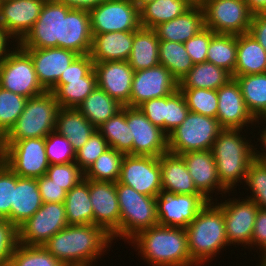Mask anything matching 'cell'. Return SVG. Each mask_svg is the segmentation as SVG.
I'll use <instances>...</instances> for the list:
<instances>
[{
    "mask_svg": "<svg viewBox=\"0 0 266 266\" xmlns=\"http://www.w3.org/2000/svg\"><path fill=\"white\" fill-rule=\"evenodd\" d=\"M225 200L217 203L222 209L228 244L248 245L251 247V238L259 207L251 200L245 198Z\"/></svg>",
    "mask_w": 266,
    "mask_h": 266,
    "instance_id": "obj_18",
    "label": "cell"
},
{
    "mask_svg": "<svg viewBox=\"0 0 266 266\" xmlns=\"http://www.w3.org/2000/svg\"><path fill=\"white\" fill-rule=\"evenodd\" d=\"M45 148L50 165L75 162L76 152L70 141L56 131L45 137Z\"/></svg>",
    "mask_w": 266,
    "mask_h": 266,
    "instance_id": "obj_46",
    "label": "cell"
},
{
    "mask_svg": "<svg viewBox=\"0 0 266 266\" xmlns=\"http://www.w3.org/2000/svg\"><path fill=\"white\" fill-rule=\"evenodd\" d=\"M39 191L43 203H64L67 191L64 190L61 186L52 182V179L48 178L46 175H43L37 178Z\"/></svg>",
    "mask_w": 266,
    "mask_h": 266,
    "instance_id": "obj_56",
    "label": "cell"
},
{
    "mask_svg": "<svg viewBox=\"0 0 266 266\" xmlns=\"http://www.w3.org/2000/svg\"><path fill=\"white\" fill-rule=\"evenodd\" d=\"M257 120H260V122H262L263 120L266 121V118H261V119H257ZM265 124H266V122H265ZM263 129L264 130L261 131V135H260V139L259 140H261V142H262V144H263V146H264L265 149H263L262 150L263 152L260 153L258 150H255L257 148H253V158L256 161L266 163V152H264V151H266V127L263 128Z\"/></svg>",
    "mask_w": 266,
    "mask_h": 266,
    "instance_id": "obj_61",
    "label": "cell"
},
{
    "mask_svg": "<svg viewBox=\"0 0 266 266\" xmlns=\"http://www.w3.org/2000/svg\"><path fill=\"white\" fill-rule=\"evenodd\" d=\"M249 9L255 13L266 12V0H244Z\"/></svg>",
    "mask_w": 266,
    "mask_h": 266,
    "instance_id": "obj_62",
    "label": "cell"
},
{
    "mask_svg": "<svg viewBox=\"0 0 266 266\" xmlns=\"http://www.w3.org/2000/svg\"><path fill=\"white\" fill-rule=\"evenodd\" d=\"M64 204L68 225L93 224V208L90 201L88 179L82 180L67 192Z\"/></svg>",
    "mask_w": 266,
    "mask_h": 266,
    "instance_id": "obj_36",
    "label": "cell"
},
{
    "mask_svg": "<svg viewBox=\"0 0 266 266\" xmlns=\"http://www.w3.org/2000/svg\"><path fill=\"white\" fill-rule=\"evenodd\" d=\"M130 241L149 265H196L190 257L185 228L157 224L138 232Z\"/></svg>",
    "mask_w": 266,
    "mask_h": 266,
    "instance_id": "obj_2",
    "label": "cell"
},
{
    "mask_svg": "<svg viewBox=\"0 0 266 266\" xmlns=\"http://www.w3.org/2000/svg\"><path fill=\"white\" fill-rule=\"evenodd\" d=\"M206 61L233 75L237 61V35L215 33L207 50Z\"/></svg>",
    "mask_w": 266,
    "mask_h": 266,
    "instance_id": "obj_41",
    "label": "cell"
},
{
    "mask_svg": "<svg viewBox=\"0 0 266 266\" xmlns=\"http://www.w3.org/2000/svg\"><path fill=\"white\" fill-rule=\"evenodd\" d=\"M97 130L107 141L109 147L132 155L133 138L127 125L126 106H123L113 117L104 122Z\"/></svg>",
    "mask_w": 266,
    "mask_h": 266,
    "instance_id": "obj_39",
    "label": "cell"
},
{
    "mask_svg": "<svg viewBox=\"0 0 266 266\" xmlns=\"http://www.w3.org/2000/svg\"><path fill=\"white\" fill-rule=\"evenodd\" d=\"M245 183L252 190V196L246 199L266 210V163L253 160L249 165Z\"/></svg>",
    "mask_w": 266,
    "mask_h": 266,
    "instance_id": "obj_47",
    "label": "cell"
},
{
    "mask_svg": "<svg viewBox=\"0 0 266 266\" xmlns=\"http://www.w3.org/2000/svg\"><path fill=\"white\" fill-rule=\"evenodd\" d=\"M189 174L192 177L194 186L198 192L208 201H211V193L215 189L226 194L228 191L220 182L216 162L211 150L191 151L181 154Z\"/></svg>",
    "mask_w": 266,
    "mask_h": 266,
    "instance_id": "obj_24",
    "label": "cell"
},
{
    "mask_svg": "<svg viewBox=\"0 0 266 266\" xmlns=\"http://www.w3.org/2000/svg\"><path fill=\"white\" fill-rule=\"evenodd\" d=\"M261 262H260V266H266V259H262L261 258V260H260ZM259 266V265H258Z\"/></svg>",
    "mask_w": 266,
    "mask_h": 266,
    "instance_id": "obj_64",
    "label": "cell"
},
{
    "mask_svg": "<svg viewBox=\"0 0 266 266\" xmlns=\"http://www.w3.org/2000/svg\"><path fill=\"white\" fill-rule=\"evenodd\" d=\"M194 3H197L198 4V0H192Z\"/></svg>",
    "mask_w": 266,
    "mask_h": 266,
    "instance_id": "obj_67",
    "label": "cell"
},
{
    "mask_svg": "<svg viewBox=\"0 0 266 266\" xmlns=\"http://www.w3.org/2000/svg\"><path fill=\"white\" fill-rule=\"evenodd\" d=\"M111 241L102 227L77 224L67 225L42 246L65 266H91Z\"/></svg>",
    "mask_w": 266,
    "mask_h": 266,
    "instance_id": "obj_1",
    "label": "cell"
},
{
    "mask_svg": "<svg viewBox=\"0 0 266 266\" xmlns=\"http://www.w3.org/2000/svg\"><path fill=\"white\" fill-rule=\"evenodd\" d=\"M141 112L165 133L166 96L144 101L138 106Z\"/></svg>",
    "mask_w": 266,
    "mask_h": 266,
    "instance_id": "obj_54",
    "label": "cell"
},
{
    "mask_svg": "<svg viewBox=\"0 0 266 266\" xmlns=\"http://www.w3.org/2000/svg\"><path fill=\"white\" fill-rule=\"evenodd\" d=\"M214 34L211 29L205 27L184 43L194 64L206 62L207 50Z\"/></svg>",
    "mask_w": 266,
    "mask_h": 266,
    "instance_id": "obj_52",
    "label": "cell"
},
{
    "mask_svg": "<svg viewBox=\"0 0 266 266\" xmlns=\"http://www.w3.org/2000/svg\"><path fill=\"white\" fill-rule=\"evenodd\" d=\"M179 89L183 93L187 107L191 112L216 118L218 109L217 90L203 88Z\"/></svg>",
    "mask_w": 266,
    "mask_h": 266,
    "instance_id": "obj_45",
    "label": "cell"
},
{
    "mask_svg": "<svg viewBox=\"0 0 266 266\" xmlns=\"http://www.w3.org/2000/svg\"><path fill=\"white\" fill-rule=\"evenodd\" d=\"M126 120L133 138L132 155L160 157L168 152V136L138 107L126 106Z\"/></svg>",
    "mask_w": 266,
    "mask_h": 266,
    "instance_id": "obj_15",
    "label": "cell"
},
{
    "mask_svg": "<svg viewBox=\"0 0 266 266\" xmlns=\"http://www.w3.org/2000/svg\"><path fill=\"white\" fill-rule=\"evenodd\" d=\"M205 0H198V4H201L202 2H204Z\"/></svg>",
    "mask_w": 266,
    "mask_h": 266,
    "instance_id": "obj_65",
    "label": "cell"
},
{
    "mask_svg": "<svg viewBox=\"0 0 266 266\" xmlns=\"http://www.w3.org/2000/svg\"><path fill=\"white\" fill-rule=\"evenodd\" d=\"M232 75L224 68L210 62L194 64L191 70L180 80L179 88H203L217 90L225 85Z\"/></svg>",
    "mask_w": 266,
    "mask_h": 266,
    "instance_id": "obj_37",
    "label": "cell"
},
{
    "mask_svg": "<svg viewBox=\"0 0 266 266\" xmlns=\"http://www.w3.org/2000/svg\"><path fill=\"white\" fill-rule=\"evenodd\" d=\"M122 105L96 87L78 106V110L97 129L122 109Z\"/></svg>",
    "mask_w": 266,
    "mask_h": 266,
    "instance_id": "obj_35",
    "label": "cell"
},
{
    "mask_svg": "<svg viewBox=\"0 0 266 266\" xmlns=\"http://www.w3.org/2000/svg\"><path fill=\"white\" fill-rule=\"evenodd\" d=\"M72 8L54 0H45L33 28L18 43L22 48H62V14Z\"/></svg>",
    "mask_w": 266,
    "mask_h": 266,
    "instance_id": "obj_13",
    "label": "cell"
},
{
    "mask_svg": "<svg viewBox=\"0 0 266 266\" xmlns=\"http://www.w3.org/2000/svg\"><path fill=\"white\" fill-rule=\"evenodd\" d=\"M96 128L77 108H60L55 131L65 136L77 152L94 133Z\"/></svg>",
    "mask_w": 266,
    "mask_h": 266,
    "instance_id": "obj_31",
    "label": "cell"
},
{
    "mask_svg": "<svg viewBox=\"0 0 266 266\" xmlns=\"http://www.w3.org/2000/svg\"><path fill=\"white\" fill-rule=\"evenodd\" d=\"M45 0H0V26L18 44L33 28Z\"/></svg>",
    "mask_w": 266,
    "mask_h": 266,
    "instance_id": "obj_19",
    "label": "cell"
},
{
    "mask_svg": "<svg viewBox=\"0 0 266 266\" xmlns=\"http://www.w3.org/2000/svg\"><path fill=\"white\" fill-rule=\"evenodd\" d=\"M15 46L0 60V87L28 99L44 93L31 56L19 44Z\"/></svg>",
    "mask_w": 266,
    "mask_h": 266,
    "instance_id": "obj_8",
    "label": "cell"
},
{
    "mask_svg": "<svg viewBox=\"0 0 266 266\" xmlns=\"http://www.w3.org/2000/svg\"><path fill=\"white\" fill-rule=\"evenodd\" d=\"M117 198L120 208V226L111 235L130 240L138 232L158 224L156 197L140 194L125 184L116 182ZM114 238V239H113Z\"/></svg>",
    "mask_w": 266,
    "mask_h": 266,
    "instance_id": "obj_6",
    "label": "cell"
},
{
    "mask_svg": "<svg viewBox=\"0 0 266 266\" xmlns=\"http://www.w3.org/2000/svg\"><path fill=\"white\" fill-rule=\"evenodd\" d=\"M97 87L94 68L80 80H58L50 90L61 108H78Z\"/></svg>",
    "mask_w": 266,
    "mask_h": 266,
    "instance_id": "obj_33",
    "label": "cell"
},
{
    "mask_svg": "<svg viewBox=\"0 0 266 266\" xmlns=\"http://www.w3.org/2000/svg\"><path fill=\"white\" fill-rule=\"evenodd\" d=\"M28 98L0 87V139L15 125Z\"/></svg>",
    "mask_w": 266,
    "mask_h": 266,
    "instance_id": "obj_44",
    "label": "cell"
},
{
    "mask_svg": "<svg viewBox=\"0 0 266 266\" xmlns=\"http://www.w3.org/2000/svg\"><path fill=\"white\" fill-rule=\"evenodd\" d=\"M92 39L87 9L72 8L67 14H62V48L79 55L90 54Z\"/></svg>",
    "mask_w": 266,
    "mask_h": 266,
    "instance_id": "obj_25",
    "label": "cell"
},
{
    "mask_svg": "<svg viewBox=\"0 0 266 266\" xmlns=\"http://www.w3.org/2000/svg\"><path fill=\"white\" fill-rule=\"evenodd\" d=\"M205 27L218 34L240 35L250 30L254 13L244 0H205Z\"/></svg>",
    "mask_w": 266,
    "mask_h": 266,
    "instance_id": "obj_10",
    "label": "cell"
},
{
    "mask_svg": "<svg viewBox=\"0 0 266 266\" xmlns=\"http://www.w3.org/2000/svg\"><path fill=\"white\" fill-rule=\"evenodd\" d=\"M185 231L190 257L196 266L212 260L222 248L229 246L223 211L212 201L207 202Z\"/></svg>",
    "mask_w": 266,
    "mask_h": 266,
    "instance_id": "obj_3",
    "label": "cell"
},
{
    "mask_svg": "<svg viewBox=\"0 0 266 266\" xmlns=\"http://www.w3.org/2000/svg\"><path fill=\"white\" fill-rule=\"evenodd\" d=\"M266 73V51L249 32L237 35V61L232 78Z\"/></svg>",
    "mask_w": 266,
    "mask_h": 266,
    "instance_id": "obj_30",
    "label": "cell"
},
{
    "mask_svg": "<svg viewBox=\"0 0 266 266\" xmlns=\"http://www.w3.org/2000/svg\"><path fill=\"white\" fill-rule=\"evenodd\" d=\"M193 4L192 0H155L147 3L140 9L141 27L154 29L183 14Z\"/></svg>",
    "mask_w": 266,
    "mask_h": 266,
    "instance_id": "obj_34",
    "label": "cell"
},
{
    "mask_svg": "<svg viewBox=\"0 0 266 266\" xmlns=\"http://www.w3.org/2000/svg\"><path fill=\"white\" fill-rule=\"evenodd\" d=\"M179 89V82L163 65L134 71L130 94V107L144 101L169 96Z\"/></svg>",
    "mask_w": 266,
    "mask_h": 266,
    "instance_id": "obj_17",
    "label": "cell"
},
{
    "mask_svg": "<svg viewBox=\"0 0 266 266\" xmlns=\"http://www.w3.org/2000/svg\"><path fill=\"white\" fill-rule=\"evenodd\" d=\"M88 11L92 34L136 31L141 27L140 9L133 0H104Z\"/></svg>",
    "mask_w": 266,
    "mask_h": 266,
    "instance_id": "obj_11",
    "label": "cell"
},
{
    "mask_svg": "<svg viewBox=\"0 0 266 266\" xmlns=\"http://www.w3.org/2000/svg\"><path fill=\"white\" fill-rule=\"evenodd\" d=\"M18 243L17 228L6 219L0 220V266H8Z\"/></svg>",
    "mask_w": 266,
    "mask_h": 266,
    "instance_id": "obj_53",
    "label": "cell"
},
{
    "mask_svg": "<svg viewBox=\"0 0 266 266\" xmlns=\"http://www.w3.org/2000/svg\"><path fill=\"white\" fill-rule=\"evenodd\" d=\"M159 63L178 81L194 66L184 43L159 41Z\"/></svg>",
    "mask_w": 266,
    "mask_h": 266,
    "instance_id": "obj_40",
    "label": "cell"
},
{
    "mask_svg": "<svg viewBox=\"0 0 266 266\" xmlns=\"http://www.w3.org/2000/svg\"><path fill=\"white\" fill-rule=\"evenodd\" d=\"M222 130L217 118L189 111L182 124L168 135V151L181 155L191 151L211 150Z\"/></svg>",
    "mask_w": 266,
    "mask_h": 266,
    "instance_id": "obj_7",
    "label": "cell"
},
{
    "mask_svg": "<svg viewBox=\"0 0 266 266\" xmlns=\"http://www.w3.org/2000/svg\"><path fill=\"white\" fill-rule=\"evenodd\" d=\"M94 68L90 54L78 55L58 80H80Z\"/></svg>",
    "mask_w": 266,
    "mask_h": 266,
    "instance_id": "obj_55",
    "label": "cell"
},
{
    "mask_svg": "<svg viewBox=\"0 0 266 266\" xmlns=\"http://www.w3.org/2000/svg\"><path fill=\"white\" fill-rule=\"evenodd\" d=\"M155 0H133V2L137 5L139 9H141L147 3L153 2Z\"/></svg>",
    "mask_w": 266,
    "mask_h": 266,
    "instance_id": "obj_63",
    "label": "cell"
},
{
    "mask_svg": "<svg viewBox=\"0 0 266 266\" xmlns=\"http://www.w3.org/2000/svg\"><path fill=\"white\" fill-rule=\"evenodd\" d=\"M249 33L266 51V12L255 13L252 18Z\"/></svg>",
    "mask_w": 266,
    "mask_h": 266,
    "instance_id": "obj_58",
    "label": "cell"
},
{
    "mask_svg": "<svg viewBox=\"0 0 266 266\" xmlns=\"http://www.w3.org/2000/svg\"><path fill=\"white\" fill-rule=\"evenodd\" d=\"M245 104L255 119L266 118V73L236 76Z\"/></svg>",
    "mask_w": 266,
    "mask_h": 266,
    "instance_id": "obj_38",
    "label": "cell"
},
{
    "mask_svg": "<svg viewBox=\"0 0 266 266\" xmlns=\"http://www.w3.org/2000/svg\"><path fill=\"white\" fill-rule=\"evenodd\" d=\"M8 266H65L42 245L17 243Z\"/></svg>",
    "mask_w": 266,
    "mask_h": 266,
    "instance_id": "obj_43",
    "label": "cell"
},
{
    "mask_svg": "<svg viewBox=\"0 0 266 266\" xmlns=\"http://www.w3.org/2000/svg\"><path fill=\"white\" fill-rule=\"evenodd\" d=\"M189 111L184 95L180 89L166 96L165 134L167 136L182 124Z\"/></svg>",
    "mask_w": 266,
    "mask_h": 266,
    "instance_id": "obj_49",
    "label": "cell"
},
{
    "mask_svg": "<svg viewBox=\"0 0 266 266\" xmlns=\"http://www.w3.org/2000/svg\"><path fill=\"white\" fill-rule=\"evenodd\" d=\"M68 225L64 203H43L35 214L18 228V243L43 245Z\"/></svg>",
    "mask_w": 266,
    "mask_h": 266,
    "instance_id": "obj_12",
    "label": "cell"
},
{
    "mask_svg": "<svg viewBox=\"0 0 266 266\" xmlns=\"http://www.w3.org/2000/svg\"><path fill=\"white\" fill-rule=\"evenodd\" d=\"M1 151H2V149H1V139H0V155H1Z\"/></svg>",
    "mask_w": 266,
    "mask_h": 266,
    "instance_id": "obj_66",
    "label": "cell"
},
{
    "mask_svg": "<svg viewBox=\"0 0 266 266\" xmlns=\"http://www.w3.org/2000/svg\"><path fill=\"white\" fill-rule=\"evenodd\" d=\"M54 1L64 3L67 6H70L71 8L89 10L93 7H96L104 0H54Z\"/></svg>",
    "mask_w": 266,
    "mask_h": 266,
    "instance_id": "obj_59",
    "label": "cell"
},
{
    "mask_svg": "<svg viewBox=\"0 0 266 266\" xmlns=\"http://www.w3.org/2000/svg\"><path fill=\"white\" fill-rule=\"evenodd\" d=\"M51 91L27 99L15 125L1 139V143H15L27 138H45L55 131L60 109Z\"/></svg>",
    "mask_w": 266,
    "mask_h": 266,
    "instance_id": "obj_5",
    "label": "cell"
},
{
    "mask_svg": "<svg viewBox=\"0 0 266 266\" xmlns=\"http://www.w3.org/2000/svg\"><path fill=\"white\" fill-rule=\"evenodd\" d=\"M1 160L19 177L39 178L50 165L45 138H27L15 143H1Z\"/></svg>",
    "mask_w": 266,
    "mask_h": 266,
    "instance_id": "obj_9",
    "label": "cell"
},
{
    "mask_svg": "<svg viewBox=\"0 0 266 266\" xmlns=\"http://www.w3.org/2000/svg\"><path fill=\"white\" fill-rule=\"evenodd\" d=\"M241 129H223L212 145L221 184L229 191L238 182H245L253 158V144L241 137Z\"/></svg>",
    "mask_w": 266,
    "mask_h": 266,
    "instance_id": "obj_4",
    "label": "cell"
},
{
    "mask_svg": "<svg viewBox=\"0 0 266 266\" xmlns=\"http://www.w3.org/2000/svg\"><path fill=\"white\" fill-rule=\"evenodd\" d=\"M92 35L90 56L94 63L128 60L132 51L133 31H115Z\"/></svg>",
    "mask_w": 266,
    "mask_h": 266,
    "instance_id": "obj_27",
    "label": "cell"
},
{
    "mask_svg": "<svg viewBox=\"0 0 266 266\" xmlns=\"http://www.w3.org/2000/svg\"><path fill=\"white\" fill-rule=\"evenodd\" d=\"M258 245L262 249V259H266V210L258 209L255 224L253 228V235L251 238V247Z\"/></svg>",
    "mask_w": 266,
    "mask_h": 266,
    "instance_id": "obj_57",
    "label": "cell"
},
{
    "mask_svg": "<svg viewBox=\"0 0 266 266\" xmlns=\"http://www.w3.org/2000/svg\"><path fill=\"white\" fill-rule=\"evenodd\" d=\"M108 148L107 141L96 129L88 141L76 152L75 163L86 172L95 160Z\"/></svg>",
    "mask_w": 266,
    "mask_h": 266,
    "instance_id": "obj_50",
    "label": "cell"
},
{
    "mask_svg": "<svg viewBox=\"0 0 266 266\" xmlns=\"http://www.w3.org/2000/svg\"><path fill=\"white\" fill-rule=\"evenodd\" d=\"M16 174L0 161V218L10 222L11 205L13 203Z\"/></svg>",
    "mask_w": 266,
    "mask_h": 266,
    "instance_id": "obj_51",
    "label": "cell"
},
{
    "mask_svg": "<svg viewBox=\"0 0 266 266\" xmlns=\"http://www.w3.org/2000/svg\"><path fill=\"white\" fill-rule=\"evenodd\" d=\"M162 192L170 194H200L194 186L181 155L166 152L159 157Z\"/></svg>",
    "mask_w": 266,
    "mask_h": 266,
    "instance_id": "obj_28",
    "label": "cell"
},
{
    "mask_svg": "<svg viewBox=\"0 0 266 266\" xmlns=\"http://www.w3.org/2000/svg\"><path fill=\"white\" fill-rule=\"evenodd\" d=\"M158 224L186 228L208 200L201 194H170L161 192L156 197Z\"/></svg>",
    "mask_w": 266,
    "mask_h": 266,
    "instance_id": "obj_16",
    "label": "cell"
},
{
    "mask_svg": "<svg viewBox=\"0 0 266 266\" xmlns=\"http://www.w3.org/2000/svg\"><path fill=\"white\" fill-rule=\"evenodd\" d=\"M43 205L37 178L19 177L16 174L10 223L18 228Z\"/></svg>",
    "mask_w": 266,
    "mask_h": 266,
    "instance_id": "obj_29",
    "label": "cell"
},
{
    "mask_svg": "<svg viewBox=\"0 0 266 266\" xmlns=\"http://www.w3.org/2000/svg\"><path fill=\"white\" fill-rule=\"evenodd\" d=\"M124 156V153L109 147L87 169L85 179L116 183L120 177Z\"/></svg>",
    "mask_w": 266,
    "mask_h": 266,
    "instance_id": "obj_42",
    "label": "cell"
},
{
    "mask_svg": "<svg viewBox=\"0 0 266 266\" xmlns=\"http://www.w3.org/2000/svg\"><path fill=\"white\" fill-rule=\"evenodd\" d=\"M205 28L204 12L200 4L194 3L178 17L154 28L159 40L185 43Z\"/></svg>",
    "mask_w": 266,
    "mask_h": 266,
    "instance_id": "obj_26",
    "label": "cell"
},
{
    "mask_svg": "<svg viewBox=\"0 0 266 266\" xmlns=\"http://www.w3.org/2000/svg\"><path fill=\"white\" fill-rule=\"evenodd\" d=\"M93 224L102 227L110 236L120 226V208L116 183L89 180Z\"/></svg>",
    "mask_w": 266,
    "mask_h": 266,
    "instance_id": "obj_23",
    "label": "cell"
},
{
    "mask_svg": "<svg viewBox=\"0 0 266 266\" xmlns=\"http://www.w3.org/2000/svg\"><path fill=\"white\" fill-rule=\"evenodd\" d=\"M159 39L151 28L140 27L133 31V45L128 63L134 71L159 65Z\"/></svg>",
    "mask_w": 266,
    "mask_h": 266,
    "instance_id": "obj_32",
    "label": "cell"
},
{
    "mask_svg": "<svg viewBox=\"0 0 266 266\" xmlns=\"http://www.w3.org/2000/svg\"><path fill=\"white\" fill-rule=\"evenodd\" d=\"M12 38L13 37L2 26H0V60L10 52V49H7V44Z\"/></svg>",
    "mask_w": 266,
    "mask_h": 266,
    "instance_id": "obj_60",
    "label": "cell"
},
{
    "mask_svg": "<svg viewBox=\"0 0 266 266\" xmlns=\"http://www.w3.org/2000/svg\"><path fill=\"white\" fill-rule=\"evenodd\" d=\"M45 175L67 192L85 179V172L75 162L51 164Z\"/></svg>",
    "mask_w": 266,
    "mask_h": 266,
    "instance_id": "obj_48",
    "label": "cell"
},
{
    "mask_svg": "<svg viewBox=\"0 0 266 266\" xmlns=\"http://www.w3.org/2000/svg\"><path fill=\"white\" fill-rule=\"evenodd\" d=\"M97 87L104 90L122 106L130 107L134 69L128 61L94 63Z\"/></svg>",
    "mask_w": 266,
    "mask_h": 266,
    "instance_id": "obj_22",
    "label": "cell"
},
{
    "mask_svg": "<svg viewBox=\"0 0 266 266\" xmlns=\"http://www.w3.org/2000/svg\"><path fill=\"white\" fill-rule=\"evenodd\" d=\"M32 58L38 82L45 91H50L65 73L67 67L79 55L76 52L52 47V48H23Z\"/></svg>",
    "mask_w": 266,
    "mask_h": 266,
    "instance_id": "obj_21",
    "label": "cell"
},
{
    "mask_svg": "<svg viewBox=\"0 0 266 266\" xmlns=\"http://www.w3.org/2000/svg\"><path fill=\"white\" fill-rule=\"evenodd\" d=\"M118 181L140 194L157 197L162 192L159 157L125 155Z\"/></svg>",
    "mask_w": 266,
    "mask_h": 266,
    "instance_id": "obj_14",
    "label": "cell"
},
{
    "mask_svg": "<svg viewBox=\"0 0 266 266\" xmlns=\"http://www.w3.org/2000/svg\"><path fill=\"white\" fill-rule=\"evenodd\" d=\"M218 109L216 118L223 129H243L248 124L259 122L249 112L239 84L231 78L217 89Z\"/></svg>",
    "mask_w": 266,
    "mask_h": 266,
    "instance_id": "obj_20",
    "label": "cell"
}]
</instances>
